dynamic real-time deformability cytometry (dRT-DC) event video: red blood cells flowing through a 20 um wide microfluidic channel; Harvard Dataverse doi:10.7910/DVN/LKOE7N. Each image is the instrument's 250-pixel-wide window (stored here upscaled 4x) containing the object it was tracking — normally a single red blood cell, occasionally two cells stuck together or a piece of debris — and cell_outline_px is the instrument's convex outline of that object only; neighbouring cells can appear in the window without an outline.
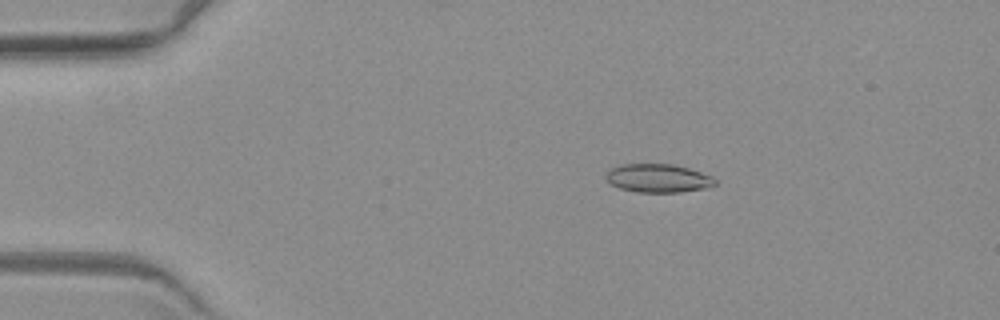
{"species": "common noctule bat (a hibernating species)", "species_latin": "Nyctalus noctula", "temperature_condition": "warm", "stored_images_in_passage": 4, "camera_frame_rate_fps": 3000, "um_per_image_px": 0.085, "animal": {"sex": "female", "body_mass_g": 19.3, "forearm_length_mm": 54.1}, "frame": {"image": 1, "passage_image": 2, "time_ms": 1.333, "image_size_px": [1000, 320], "cell_outline_px": [[716, 184], [708, 188], [680, 192], [636, 192], [620, 188], [612, 184], [604, 176], [612, 168], [620, 164], [672, 164], [688, 168], [712, 176], [716, 180]], "centroid_in_image_um": [55.96, 15.15], "position_along_channel_um": 29.0, "area_um2": 18.03}}